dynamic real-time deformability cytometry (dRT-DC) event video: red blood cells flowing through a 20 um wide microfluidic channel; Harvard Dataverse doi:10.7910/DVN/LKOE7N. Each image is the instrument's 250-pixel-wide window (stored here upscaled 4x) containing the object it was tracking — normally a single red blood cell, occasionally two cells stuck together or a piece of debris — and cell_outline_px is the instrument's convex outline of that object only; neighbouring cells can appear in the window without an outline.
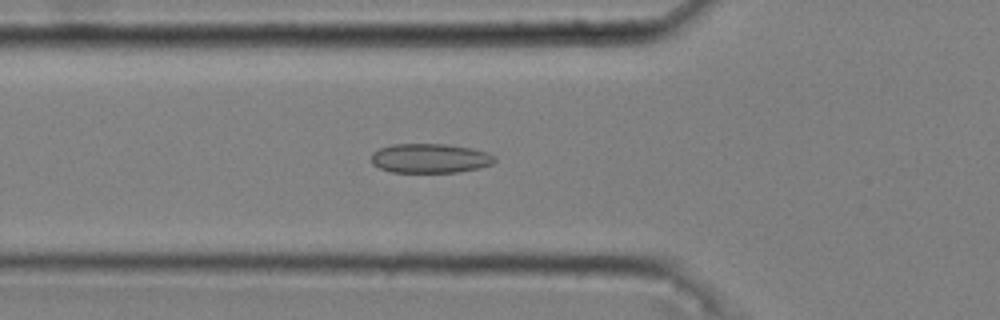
{"species": "common noctule bat (a hibernating species)", "species_latin": "Nyctalus noctula", "temperature_condition": "cold", "stored_images_in_passage": 51, "camera_frame_rate_fps": 3000, "um_per_image_px": 0.085, "animal": {"sex": "male", "body_mass_g": 20.4}, "frame": {"image": 1, "passage_image": 18, "time_ms": 5.667, "image_size_px": [1000, 320], "cell_outline_px": [[496, 160], [492, 164], [480, 168], [456, 172], [392, 172], [380, 168], [372, 164], [372, 152], [380, 148], [392, 144], [444, 144], [472, 148], [488, 152], [496, 156]], "centroid_in_image_um": [36.58, 13.45], "position_along_channel_um": 89.2, "area_um2": 21.21}}
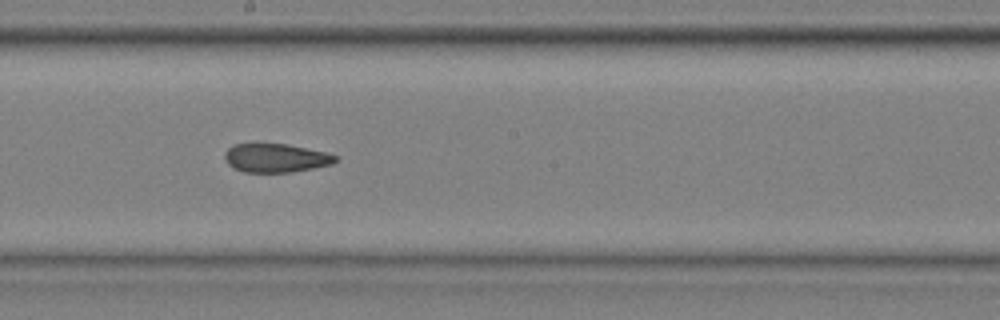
{"frame": {"image": 2, "passage_image": 29, "time_ms": 9.333, "image_size_px": [1000, 320], "cell_outline_px": [[340, 160], [332, 164], [292, 172], [244, 172], [232, 168], [228, 164], [224, 156], [224, 152], [232, 144], [288, 144], [328, 152], [340, 156]], "centroid_in_image_um": [23.48, 13.42], "position_along_channel_um": 224.7, "area_um2": 18.79}}
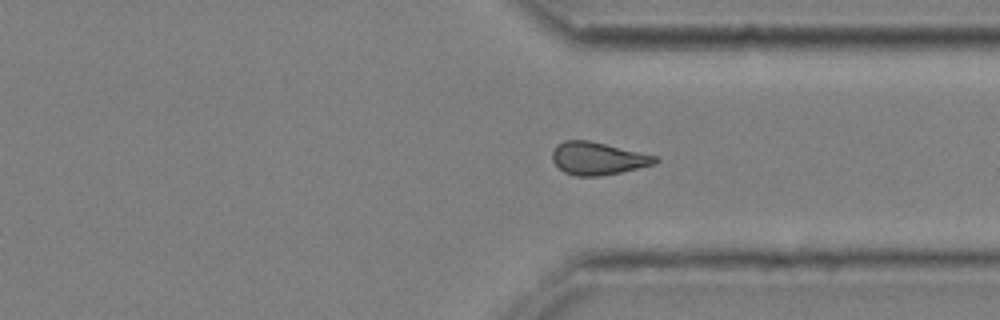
{"frame": {"image": 3, "passage_image": 40, "time_ms": 13.0, "image_size_px": [1000, 320], "cell_outline_px": [[660, 160], [656, 164], [620, 172], [600, 176], [576, 176], [564, 172], [552, 160], [552, 152], [556, 144], [564, 140], [588, 140], [656, 156]], "centroid_in_image_um": [50.8, 13.47], "position_along_channel_um": 360.6, "area_um2": 19.48}, "authors_computed_cell_mechanics": {"area_um2": 19.4786, "velocity_mm_per_s": 3.6904, "shape_relaxation_time_tau1_ms": null, "shape_relaxation_time_tau2_ms": 3.1594, "deformation_change_tau1": null, "deformation_change_tau2": 0.095}}